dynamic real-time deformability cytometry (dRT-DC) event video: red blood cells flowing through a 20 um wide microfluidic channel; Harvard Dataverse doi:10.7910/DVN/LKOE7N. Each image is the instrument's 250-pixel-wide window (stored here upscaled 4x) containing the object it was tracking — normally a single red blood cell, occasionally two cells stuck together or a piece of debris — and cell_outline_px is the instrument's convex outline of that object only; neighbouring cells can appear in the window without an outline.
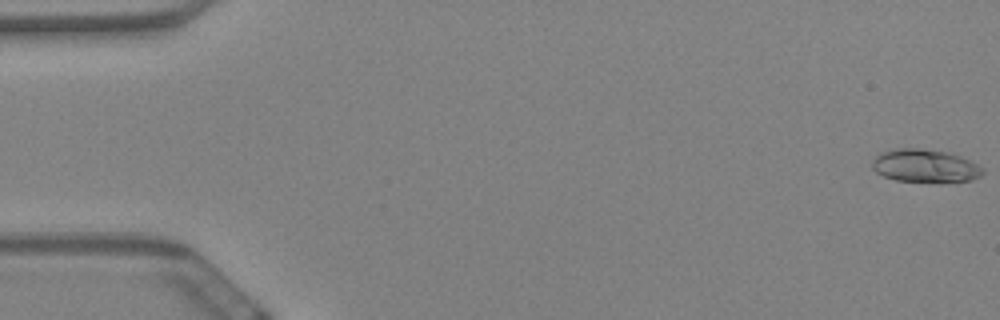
{"species": "Egyptian fruit bat (a non-hibernating species)", "species_latin": "Rousettus aegyptiacus", "temperature_condition": "warm", "stored_images_in_passage": 60, "camera_frame_rate_fps": 3000, "um_per_image_px": 0.085, "animal": {"sex": "female"}, "frame": {"image": 1, "passage_image": 1, "time_ms": 0.0, "image_size_px": [1000, 320], "cell_outline_px": [[984, 172], [980, 176], [972, 180], [896, 180], [884, 176], [876, 172], [872, 168], [872, 160], [880, 152], [896, 148], [920, 148], [948, 152], [960, 156], [984, 168]], "centroid_in_image_um": [78.59, 14.06], "position_along_channel_um": 6.4, "area_um2": 20.75}}
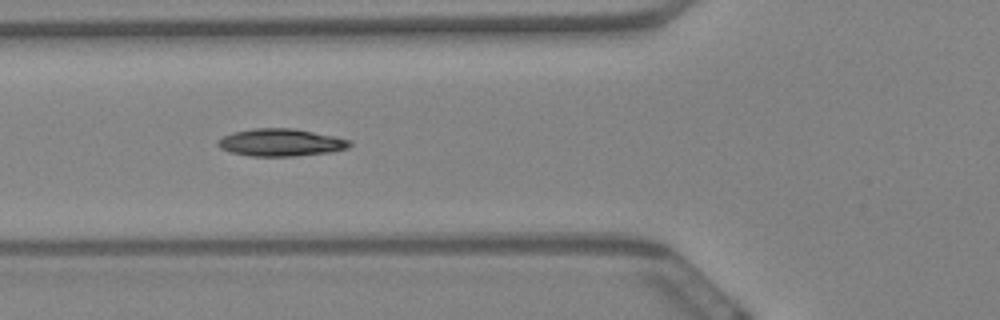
{"frame": {"image": 2, "passage_image": 23, "time_ms": 7.333, "image_size_px": [1000, 320], "cell_outline_px": [[352, 144], [348, 148], [332, 152], [296, 156], [248, 156], [232, 152], [220, 148], [216, 144], [216, 140], [232, 132], [252, 128], [292, 128], [336, 136], [352, 140]], "centroid_in_image_um": [23.88, 12.11], "position_along_channel_um": 101.9, "area_um2": 21.33}}
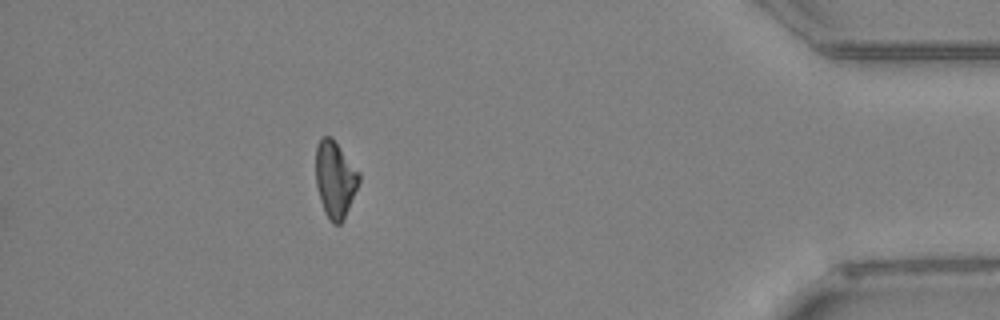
{"frame": {"image": 3, "passage_image": 54, "time_ms": 17.667, "image_size_px": [1000, 320], "cell_outline_px": [[360, 180], [348, 208], [340, 224], [332, 224], [324, 212], [320, 200], [316, 184], [316, 144], [324, 136], [332, 136], [360, 172]], "centroid_in_image_um": [28.47, 15.2], "position_along_channel_um": 406.7, "area_um2": 19.25}, "authors_computed_cell_mechanics": {"area_um2": 20.2011, "velocity_mm_per_s": 3.4338, "shape_relaxation_time_tau1_ms": 6.8324, "shape_relaxation_time_tau2_ms": 4.1783, "deformation_change_tau1": 0.193, "deformation_change_tau2": 0.088}}